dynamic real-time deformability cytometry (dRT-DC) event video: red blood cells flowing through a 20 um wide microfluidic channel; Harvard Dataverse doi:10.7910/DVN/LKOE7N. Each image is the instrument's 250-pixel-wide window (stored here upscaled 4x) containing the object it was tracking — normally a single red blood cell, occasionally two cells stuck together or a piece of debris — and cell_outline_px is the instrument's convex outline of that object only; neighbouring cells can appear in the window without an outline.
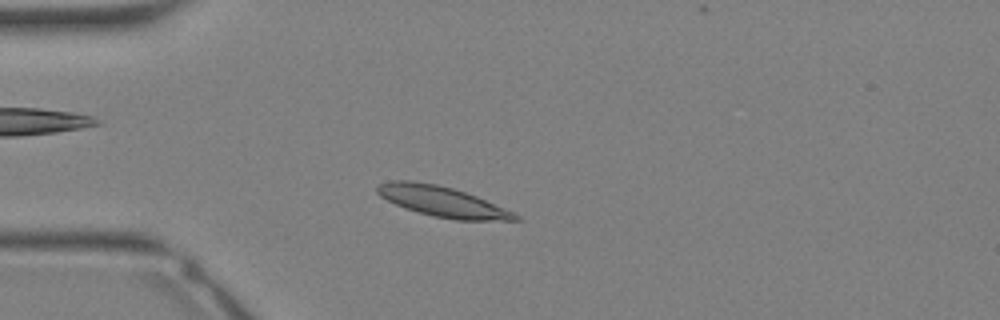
{"species": "Egyptian fruit bat (a non-hibernating species)", "species_latin": "Rousettus aegyptiacus", "temperature_condition": "warm", "stored_images_in_passage": 31, "camera_frame_rate_fps": 3000, "um_per_image_px": 0.085, "animal": {"sex": "female"}, "frame": {"image": 1, "passage_image": 6, "time_ms": 1.667, "image_size_px": [1000, 320], "cell_outline_px": [[520, 220], [456, 220], [432, 216], [404, 208], [380, 196], [376, 192], [376, 184], [388, 180], [412, 180], [436, 184], [452, 188], [476, 196], [504, 208], [520, 216]], "centroid_in_image_um": [37.52, 17.12], "position_along_channel_um": 47.5, "area_um2": 24.33}}
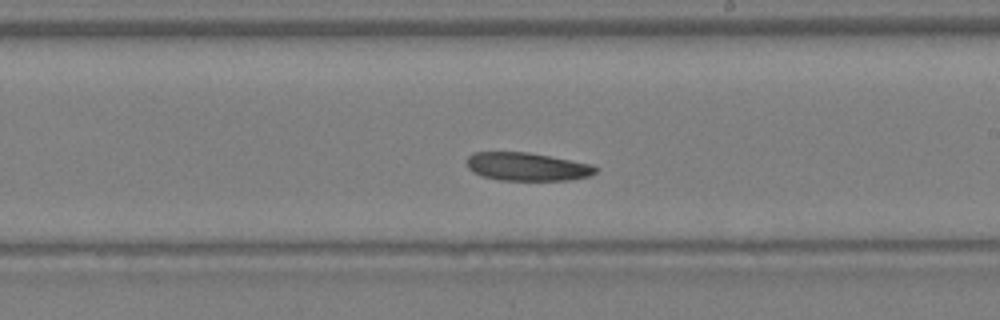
{"frame": {"image": 2, "passage_image": 17, "time_ms": 5.333, "image_size_px": [1000, 320], "cell_outline_px": [[600, 168], [596, 172], [588, 176], [572, 180], [500, 180], [480, 176], [472, 172], [468, 168], [468, 156], [472, 152], [528, 152], [592, 164]], "centroid_in_image_um": [44.81, 14.17], "position_along_channel_um": 244.2, "area_um2": 21.27}}
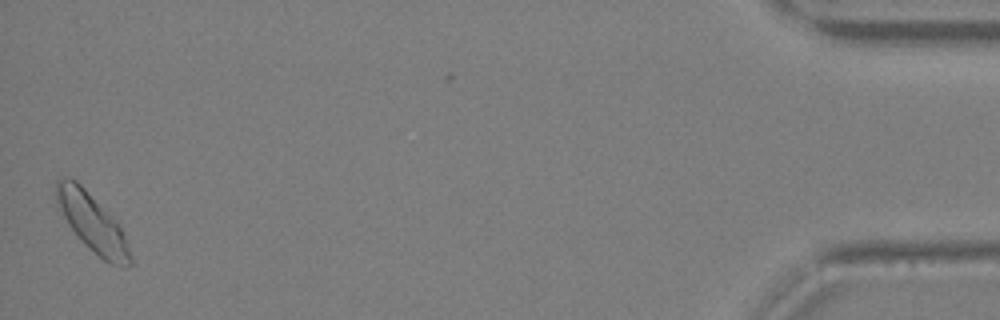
{"frame": {"image": 3, "passage_image": 31, "time_ms": 10.0, "image_size_px": [1000, 320], "cell_outline_px": [[132, 264], [120, 268], [108, 264], [84, 244], [68, 224], [56, 208], [56, 180], [68, 176], [76, 180], [116, 220], [124, 236], [132, 256]], "centroid_in_image_um": [7.82, 18.95], "position_along_channel_um": 427.4, "area_um2": 25.03}}